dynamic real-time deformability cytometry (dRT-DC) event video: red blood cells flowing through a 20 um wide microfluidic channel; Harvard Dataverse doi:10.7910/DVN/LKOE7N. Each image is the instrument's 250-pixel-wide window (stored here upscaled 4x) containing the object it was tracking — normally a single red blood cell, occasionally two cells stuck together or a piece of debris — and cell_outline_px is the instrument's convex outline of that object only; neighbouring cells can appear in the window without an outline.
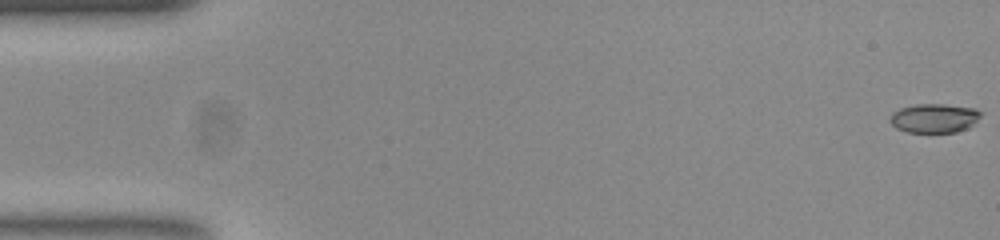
{"species": "common noctule bat (a hibernating species)", "species_latin": "Nyctalus noctula", "temperature_condition": "room temperature", "stored_images_in_passage": 53, "camera_frame_rate_fps": 3000, "um_per_image_px": 0.085, "animal": {"sex": "female", "body_mass_g": 23.0, "forearm_length_mm": 53.4}, "frame": {"image": 1, "passage_image": 1, "time_ms": 0.0, "image_size_px": [1000, 240], "cell_outline_px": [[984, 112], [968, 128], [956, 132], [908, 132], [896, 128], [888, 120], [888, 116], [892, 112], [900, 108], [916, 104], [944, 104], [976, 108]], "centroid_in_image_um": [79.39, 10.03], "position_along_channel_um": 5.6, "area_um2": 15.55}}
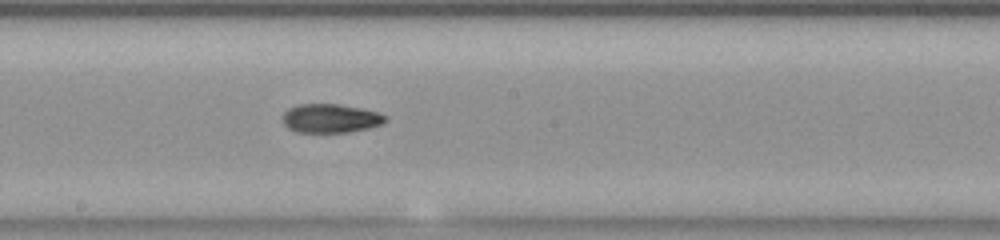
{"frame": {"image": 2, "passage_image": 29, "time_ms": 9.333, "image_size_px": [1000, 240], "cell_outline_px": [[388, 120], [384, 124], [368, 128], [348, 132], [296, 132], [288, 128], [284, 124], [284, 112], [288, 108], [296, 104], [340, 104], [380, 112], [388, 116]], "centroid_in_image_um": [28.14, 10.05], "position_along_channel_um": 220.1, "area_um2": 17.46}}
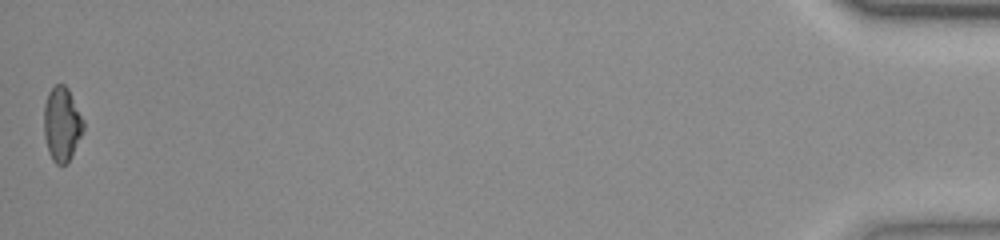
{"frame": {"image": 3, "passage_image": 53, "time_ms": 17.333, "image_size_px": [1000, 240], "cell_outline_px": [[84, 132], [68, 164], [56, 164], [52, 160], [48, 152], [44, 136], [44, 104], [48, 92], [56, 84], [64, 84], [68, 88], [84, 120]], "centroid_in_image_um": [5.27, 10.57], "position_along_channel_um": 429.9, "area_um2": 17.4}, "authors_computed_cell_mechanics": {"area_um2": 17.2244, "velocity_mm_per_s": 3.8965, "shape_relaxation_time_tau1_ms": null, "shape_relaxation_time_tau2_ms": 3.9716, "deformation_change_tau1": null, "deformation_change_tau2": 0.1004}}